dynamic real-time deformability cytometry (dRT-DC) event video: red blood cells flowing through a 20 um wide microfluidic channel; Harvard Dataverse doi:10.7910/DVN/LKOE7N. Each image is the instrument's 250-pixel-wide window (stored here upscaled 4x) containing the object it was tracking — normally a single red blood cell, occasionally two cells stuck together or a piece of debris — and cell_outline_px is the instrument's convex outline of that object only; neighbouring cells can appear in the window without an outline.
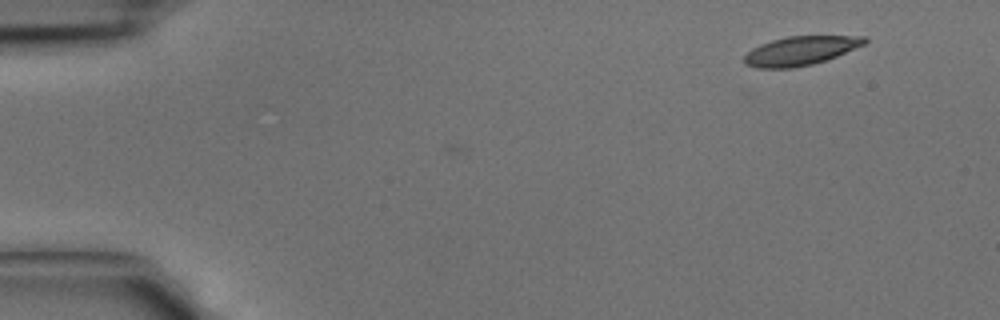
{"species": "common noctule bat (a hibernating species)", "species_latin": "Nyctalus noctula", "temperature_condition": "cold", "stored_images_in_passage": 34, "camera_frame_rate_fps": 3000, "um_per_image_px": 0.085, "animal": {"sex": "male", "body_mass_g": 15.6}, "frame": {"image": 1, "passage_image": 1, "time_ms": 0.0, "image_size_px": [1000, 320], "cell_outline_px": [[868, 40], [864, 44], [836, 56], [812, 64], [792, 68], [756, 68], [744, 64], [744, 56], [752, 48], [760, 44], [772, 40], [788, 36], [868, 36]], "centroid_in_image_um": [68.01, 4.31], "position_along_channel_um": 17.0, "area_um2": 20.17}}
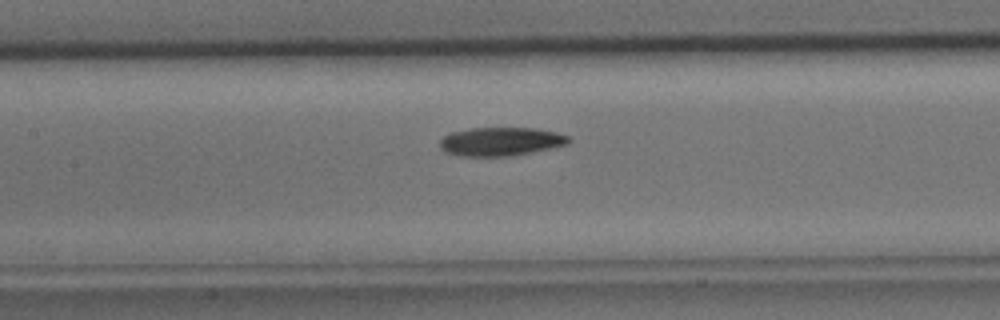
{"frame": {"image": 2, "passage_image": 17, "time_ms": 5.333, "image_size_px": [1000, 320], "cell_outline_px": [[572, 140], [568, 144], [508, 156], [460, 156], [444, 152], [440, 148], [440, 140], [444, 136], [452, 132], [472, 128], [536, 128], [556, 132], [568, 136]], "centroid_in_image_um": [42.53, 12.02], "position_along_channel_um": 164.9, "area_um2": 21.27}}
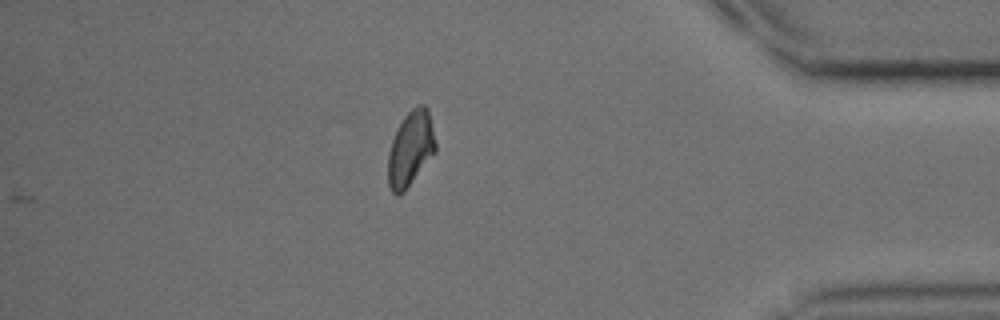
{"frame": {"image": 3, "passage_image": 34, "time_ms": 11.0, "image_size_px": [1000, 320], "cell_outline_px": [[436, 152], [404, 192], [396, 196], [392, 192], [388, 184], [388, 152], [392, 140], [404, 116], [416, 104], [424, 104], [428, 108], [436, 144]], "centroid_in_image_um": [34.9, 12.64], "position_along_channel_um": 400.3, "area_um2": 20.81}}